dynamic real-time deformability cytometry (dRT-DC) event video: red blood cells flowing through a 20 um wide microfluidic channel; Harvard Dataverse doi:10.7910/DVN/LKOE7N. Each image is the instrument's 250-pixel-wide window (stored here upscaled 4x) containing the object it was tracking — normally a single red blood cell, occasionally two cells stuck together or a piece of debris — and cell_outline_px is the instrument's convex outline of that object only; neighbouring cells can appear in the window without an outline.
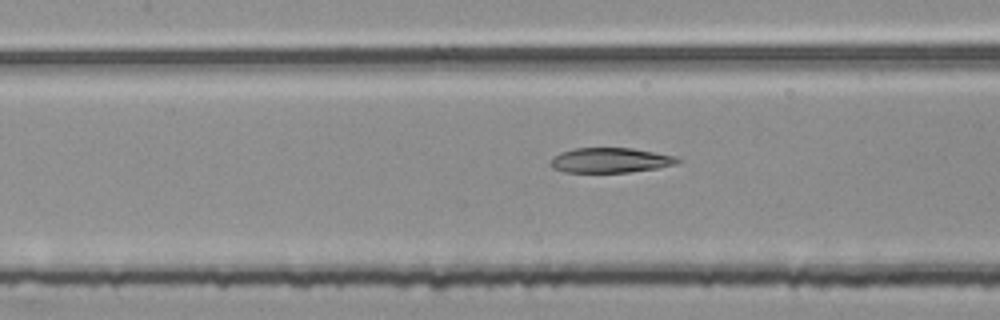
{"species": "common noctule bat (a hibernating species)", "species_latin": "Nyctalus noctula", "temperature_condition": "room temperature", "stored_images_in_passage": 54, "segment_of_instrument_passage": [2, 2], "camera_frame_rate_fps": 3000, "um_per_image_px": 0.085, "animal": {"sex": "female", "body_mass_g": 25.1}, "frame": {"image": 1, "passage_image": 24, "time_ms": 7.667, "image_size_px": [1000, 320], "cell_outline_px": [[684, 160], [676, 164], [656, 168], [628, 172], [564, 172], [552, 168], [548, 164], [560, 152], [576, 148], [632, 148], [676, 156]], "centroid_in_image_um": [51.9, 13.62], "position_along_channel_um": 155.5, "area_um2": 18.44}}
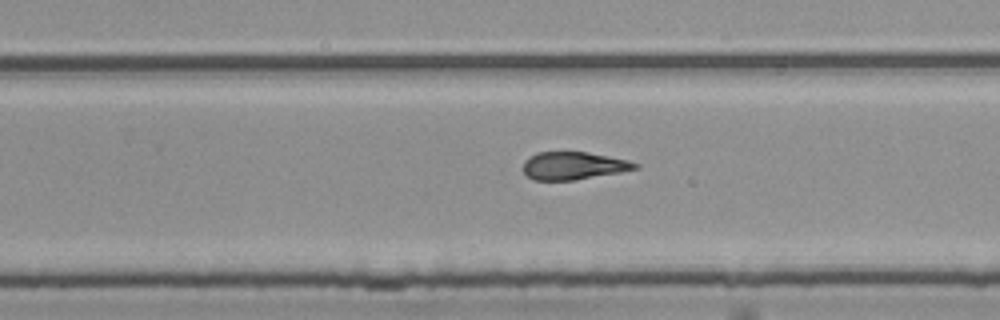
{"frame": {"image": 2, "passage_image": 34, "time_ms": 11.0, "image_size_px": [1000, 320], "cell_outline_px": [[640, 168], [620, 172], [572, 180], [532, 180], [524, 172], [524, 160], [528, 156], [540, 152], [588, 152], [628, 160], [640, 164]], "centroid_in_image_um": [48.75, 14.08], "position_along_channel_um": 281.1, "area_um2": 18.03}}
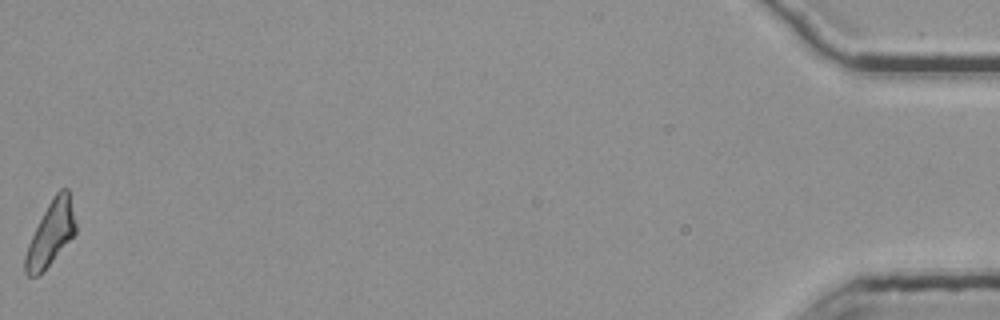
{"frame": {"image": 3, "passage_image": 54, "time_ms": 17.667, "image_size_px": [1000, 320], "cell_outline_px": [[76, 232], [52, 260], [36, 276], [28, 276], [24, 272], [24, 256], [28, 244], [48, 204], [56, 192], [60, 188], [68, 188], [76, 224]], "centroid_in_image_um": [4.3, 19.83], "position_along_channel_um": 430.9, "area_um2": 18.21}}